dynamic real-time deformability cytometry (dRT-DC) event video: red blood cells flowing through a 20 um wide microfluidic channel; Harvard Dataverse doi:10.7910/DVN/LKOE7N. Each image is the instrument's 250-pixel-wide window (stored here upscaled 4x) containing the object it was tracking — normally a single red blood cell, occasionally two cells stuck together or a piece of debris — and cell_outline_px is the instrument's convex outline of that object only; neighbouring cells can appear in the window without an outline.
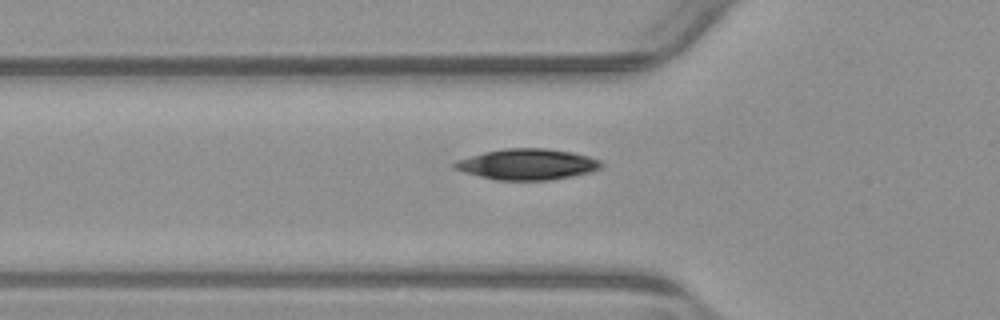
{"species": "common noctule bat (a hibernating species)", "species_latin": "Nyctalus noctula", "temperature_condition": "warm", "stored_images_in_passage": 36, "camera_frame_rate_fps": 3000, "um_per_image_px": 0.085, "animal": {"sex": "male", "body_mass_g": 23.1, "forearm_length_mm": 52.7}, "frame": {"image": 1, "passage_image": 2, "time_ms": 0.333, "image_size_px": [1000, 320], "cell_outline_px": [[604, 164], [600, 168], [592, 172], [552, 180], [496, 180], [464, 172], [452, 168], [452, 164], [456, 160], [484, 152], [504, 148], [544, 148], [572, 152], [588, 156], [600, 160]], "centroid_in_image_um": [44.82, 13.96], "position_along_channel_um": 81.0, "area_um2": 26.53}}
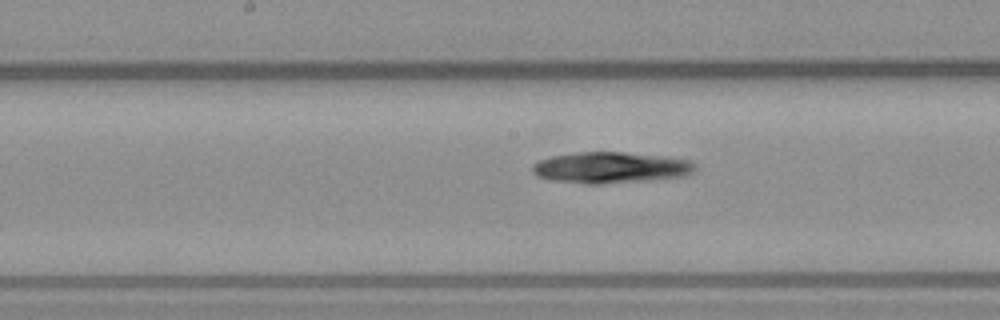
{"frame": {"image": 2, "passage_image": 11, "time_ms": 3.333, "image_size_px": [1000, 320], "cell_outline_px": [[696, 168], [692, 172], [684, 176], [648, 180], [600, 184], [588, 184], [552, 180], [536, 176], [532, 172], [532, 164], [540, 160], [552, 156], [576, 152], [624, 152], [660, 156], [688, 160], [696, 164]], "centroid_in_image_um": [51.87, 14.24], "position_along_channel_um": 196.3, "area_um2": 29.42}}
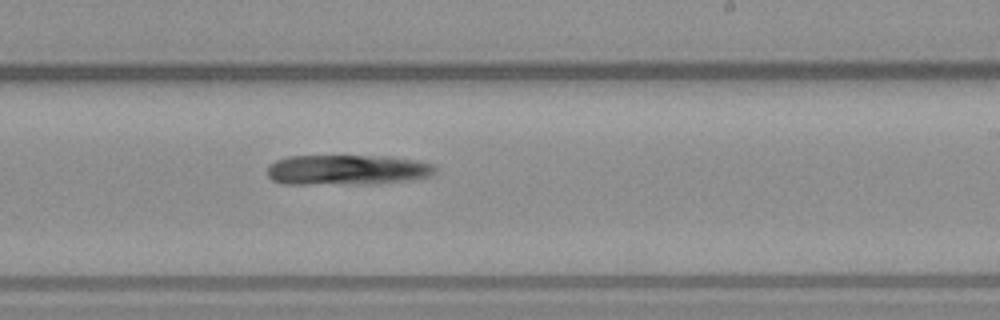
{"frame": {"image": 3, "passage_image": 16, "time_ms": 5.0, "image_size_px": [1000, 320], "cell_outline_px": [[436, 172], [428, 176], [412, 180], [372, 184], [280, 184], [272, 180], [268, 176], [268, 164], [276, 160], [288, 156], [388, 156], [412, 160], [432, 164], [436, 168]], "centroid_in_image_um": [29.46, 14.45], "position_along_channel_um": 259.5, "area_um2": 29.82}}